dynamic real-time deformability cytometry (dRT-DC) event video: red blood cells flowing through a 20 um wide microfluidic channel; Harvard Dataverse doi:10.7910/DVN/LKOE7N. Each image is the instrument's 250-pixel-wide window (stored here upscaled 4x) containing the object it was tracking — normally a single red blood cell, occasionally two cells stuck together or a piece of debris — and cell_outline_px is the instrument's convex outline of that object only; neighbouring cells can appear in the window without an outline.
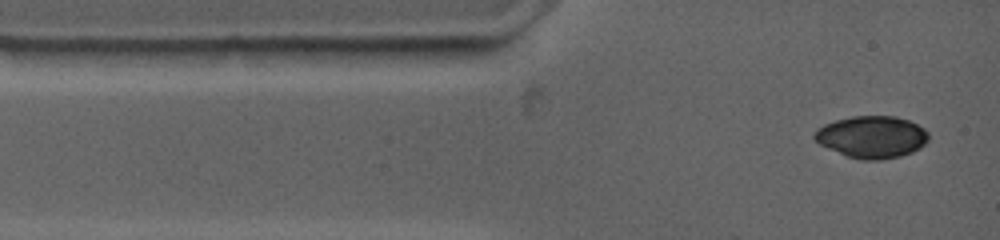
{"species": "common noctule bat (a hibernating species)", "species_latin": "Nyctalus noctula", "temperature_condition": "warm", "stored_images_in_passage": 6, "camera_frame_rate_fps": 4500, "um_per_image_px": 0.085, "animal": {"sex": "female", "body_mass_g": 19.0, "forearm_length_mm": 53.3}, "frame": {"image": 1, "passage_image": 1, "time_ms": 0.0, "image_size_px": [1000, 240], "cell_outline_px": [[928, 140], [920, 148], [912, 152], [900, 156], [880, 160], [860, 160], [844, 156], [820, 144], [812, 136], [816, 128], [824, 124], [836, 120], [852, 116], [896, 116], [908, 120], [924, 128], [928, 132]], "centroid_in_image_um": [74.09, 11.64], "position_along_channel_um": 10.9, "area_um2": 28.15}}